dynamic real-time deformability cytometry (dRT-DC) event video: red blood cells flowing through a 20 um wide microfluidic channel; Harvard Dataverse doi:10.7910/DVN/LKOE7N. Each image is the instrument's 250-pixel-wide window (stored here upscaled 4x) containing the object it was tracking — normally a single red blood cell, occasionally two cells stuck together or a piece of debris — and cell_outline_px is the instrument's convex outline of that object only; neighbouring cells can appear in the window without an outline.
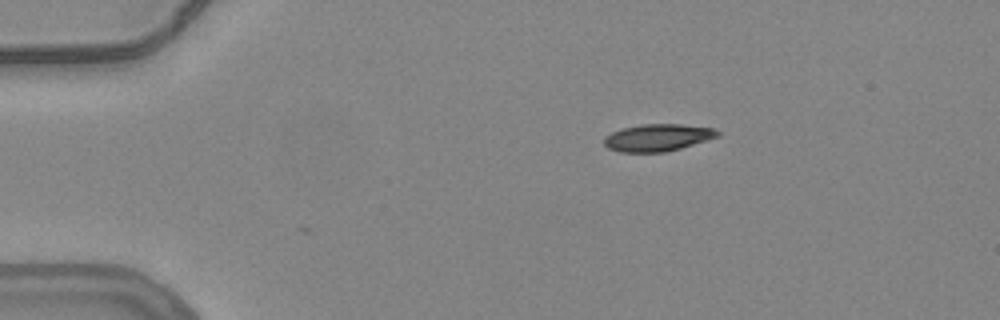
{"species": "common noctule bat (a hibernating species)", "species_latin": "Nyctalus noctula", "temperature_condition": "warm", "stored_images_in_passage": 2, "camera_frame_rate_fps": 3000, "um_per_image_px": 0.085, "animal": {"sex": "female", "body_mass_g": 24.6, "forearm_length_mm": 56.2}, "frame": {"image": 1, "passage_image": 2, "time_ms": 0.333, "image_size_px": [1000, 320], "cell_outline_px": [[720, 136], [680, 148], [664, 152], [620, 152], [608, 148], [604, 144], [604, 136], [620, 128], [640, 124], [680, 124], [716, 128], [720, 132]], "centroid_in_image_um": [55.9, 11.68], "position_along_channel_um": 29.1, "area_um2": 18.09}}